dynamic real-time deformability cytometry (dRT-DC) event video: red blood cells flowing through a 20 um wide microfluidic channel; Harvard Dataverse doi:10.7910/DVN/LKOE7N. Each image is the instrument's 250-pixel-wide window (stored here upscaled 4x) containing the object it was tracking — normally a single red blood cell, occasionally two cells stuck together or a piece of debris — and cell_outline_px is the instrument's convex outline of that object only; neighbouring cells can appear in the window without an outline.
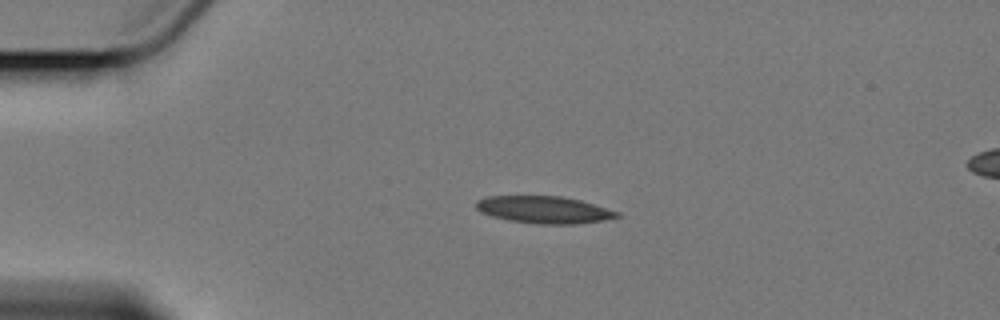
{"species": "Egyptian fruit bat (a non-hibernating species)", "species_latin": "Rousettus aegyptiacus", "temperature_condition": "cold", "stored_images_in_passage": 5, "segment_of_instrument_passage": [1, 2], "camera_frame_rate_fps": 3000, "um_per_image_px": 0.085, "animal": {"sex": "female"}, "frame": {"image": 1, "passage_image": 3, "time_ms": 2.333, "image_size_px": [1000, 320], "cell_outline_px": [[620, 216], [604, 220], [576, 224], [540, 224], [512, 220], [492, 216], [480, 212], [476, 208], [476, 200], [488, 196], [560, 196], [580, 200], [620, 212]], "centroid_in_image_um": [46.25, 17.82], "position_along_channel_um": 38.8, "area_um2": 22.14}}